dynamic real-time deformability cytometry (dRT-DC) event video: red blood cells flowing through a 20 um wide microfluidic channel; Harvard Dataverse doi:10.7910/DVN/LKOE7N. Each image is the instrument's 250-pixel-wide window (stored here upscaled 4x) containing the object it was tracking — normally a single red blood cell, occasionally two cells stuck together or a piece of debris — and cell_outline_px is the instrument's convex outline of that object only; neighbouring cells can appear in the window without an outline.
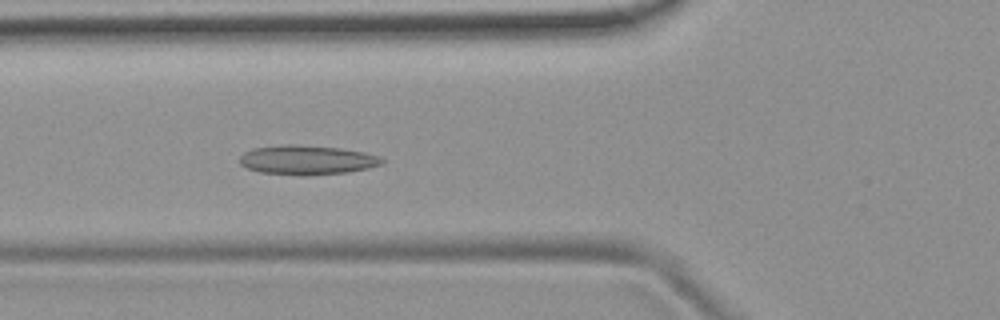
{"species": "common noctule bat (a hibernating species)", "species_latin": "Nyctalus noctula", "temperature_condition": "room temperature", "stored_images_in_passage": 53, "camera_frame_rate_fps": 3000, "um_per_image_px": 0.085, "animal": {"sex": "female", "body_mass_g": 19.9}, "frame": {"image": 1, "passage_image": 19, "time_ms": 6.0, "image_size_px": [1000, 320], "cell_outline_px": [[384, 164], [368, 168], [348, 172], [304, 176], [300, 176], [260, 172], [248, 168], [240, 164], [240, 156], [244, 152], [252, 148], [280, 144], [296, 144], [340, 148], [364, 152], [380, 156], [384, 160]], "centroid_in_image_um": [26.1, 13.59], "position_along_channel_um": 99.7, "area_um2": 24.68}}
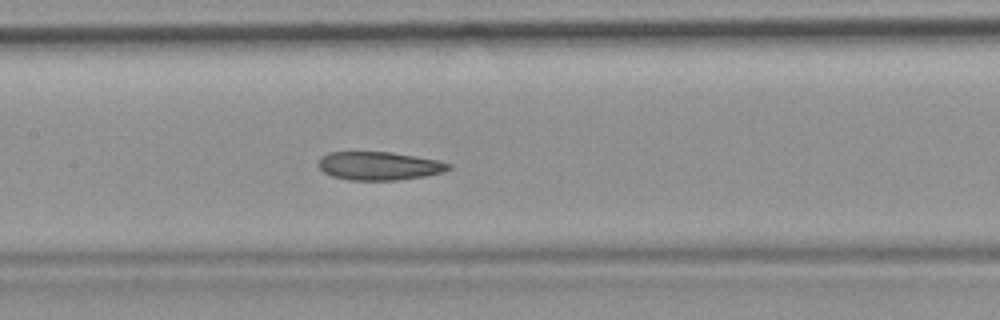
{"frame": {"image": 2, "passage_image": 25, "time_ms": 8.0, "image_size_px": [1000, 320], "cell_outline_px": [[452, 168], [444, 172], [424, 176], [396, 180], [348, 180], [332, 176], [324, 172], [316, 164], [320, 156], [328, 152], [392, 152], [440, 160], [452, 164]], "centroid_in_image_um": [32.23, 14.09], "position_along_channel_um": 175.2, "area_um2": 21.79}}
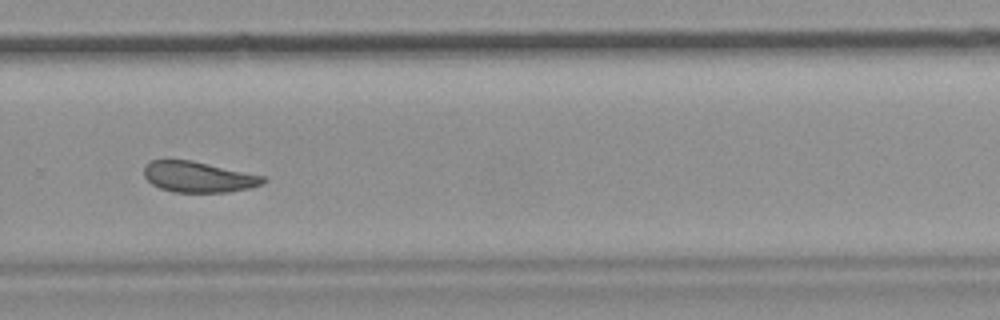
{"frame": {"image": 3, "passage_image": 36, "time_ms": 11.667, "image_size_px": [1000, 320], "cell_outline_px": [[268, 180], [264, 184], [252, 188], [228, 192], [172, 192], [160, 188], [152, 184], [144, 176], [144, 164], [152, 160], [192, 160], [264, 176]], "centroid_in_image_um": [16.88, 15.04], "position_along_channel_um": 312.9, "area_um2": 21.5}, "authors_computed_cell_mechanics": {"area_um2": 23.2356, "velocity_mm_per_s": 3.7692, "shape_relaxation_time_tau1_ms": null, "shape_relaxation_time_tau2_ms": 1.8221, "deformation_change_tau1": null, "deformation_change_tau2": 0.0701}}